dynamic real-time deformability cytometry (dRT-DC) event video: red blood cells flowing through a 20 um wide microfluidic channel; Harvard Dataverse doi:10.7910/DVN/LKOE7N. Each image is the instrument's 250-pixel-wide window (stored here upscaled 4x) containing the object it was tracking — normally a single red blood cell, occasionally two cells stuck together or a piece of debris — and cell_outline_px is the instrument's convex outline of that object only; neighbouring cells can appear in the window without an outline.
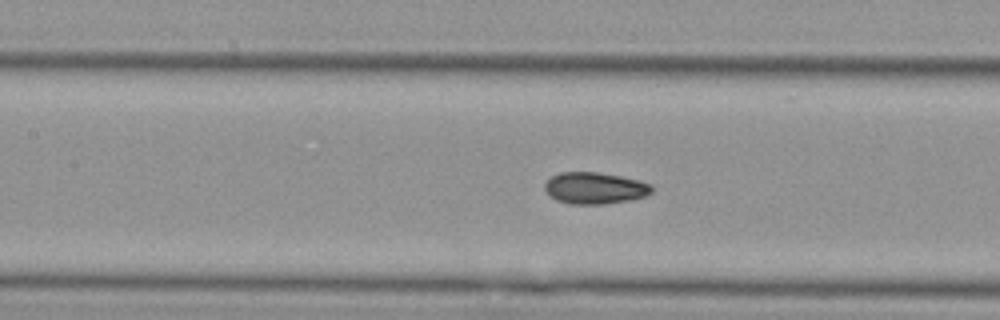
{"species": "Egyptian fruit bat (a non-hibernating species)", "species_latin": "Rousettus aegyptiacus", "temperature_condition": "cold", "stored_images_in_passage": 57, "segment_of_instrument_passage": [2, 2], "camera_frame_rate_fps": 3000, "um_per_image_px": 0.085, "animal": {"sex": "female"}, "frame": {"image": 1, "passage_image": 25, "time_ms": 8.0, "image_size_px": [1000, 320], "cell_outline_px": [[652, 192], [644, 196], [632, 200], [604, 204], [568, 204], [556, 200], [548, 196], [544, 188], [544, 184], [552, 176], [560, 172], [596, 172], [620, 176], [640, 180], [652, 184]], "centroid_in_image_um": [50.55, 15.99], "position_along_channel_um": 156.9, "area_um2": 19.94}}
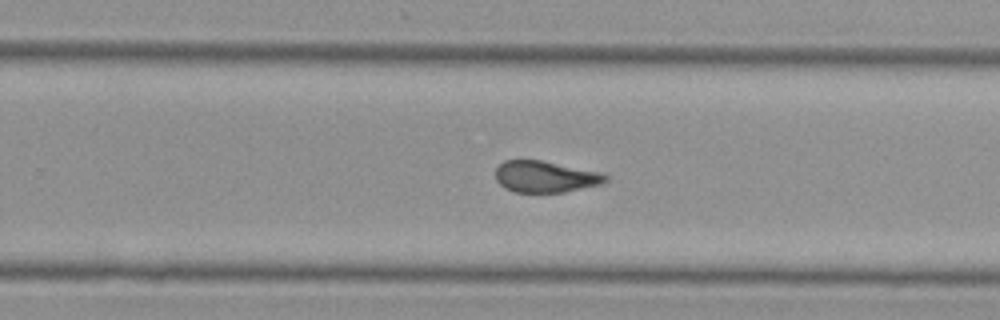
{"frame": {"image": 2, "passage_image": 36, "time_ms": 11.667, "image_size_px": [1000, 320], "cell_outline_px": [[608, 180], [600, 184], [564, 192], [516, 192], [504, 188], [496, 180], [496, 168], [504, 160], [540, 160], [600, 172], [608, 176]], "centroid_in_image_um": [46.33, 15.02], "position_along_channel_um": 283.5, "area_um2": 20.0}}
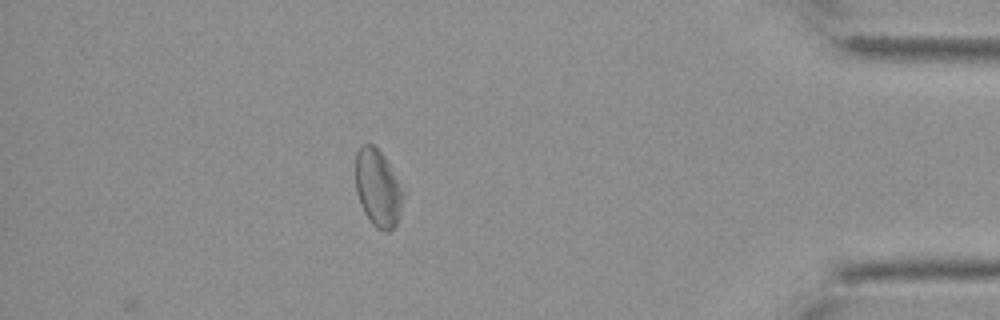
{"frame": {"image": 3, "passage_image": 50, "time_ms": 16.333, "image_size_px": [1000, 320], "cell_outline_px": [[400, 212], [396, 224], [388, 232], [384, 232], [376, 228], [372, 224], [364, 212], [360, 204], [356, 192], [356, 152], [360, 144], [372, 144], [384, 156], [400, 188]], "centroid_in_image_um": [32.05, 15.99], "position_along_channel_um": 403.2, "area_um2": 20.69}}